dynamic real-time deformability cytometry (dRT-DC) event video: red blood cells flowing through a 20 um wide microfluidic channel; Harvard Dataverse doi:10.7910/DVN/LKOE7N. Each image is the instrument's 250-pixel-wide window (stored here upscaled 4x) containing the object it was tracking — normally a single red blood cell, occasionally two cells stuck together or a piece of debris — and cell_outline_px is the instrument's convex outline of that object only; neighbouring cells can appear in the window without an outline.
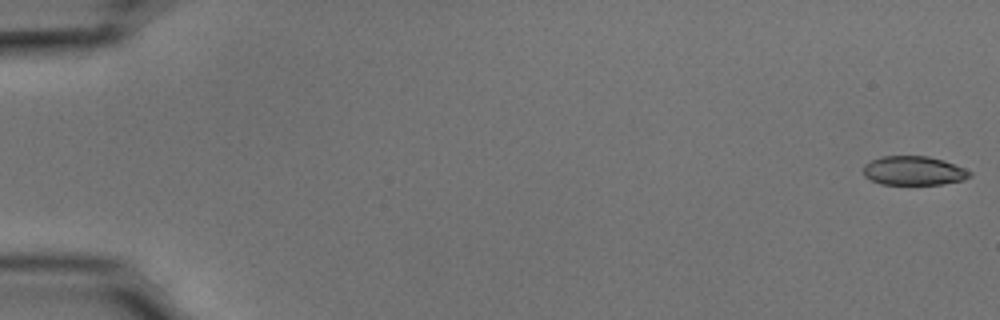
{"species": "common noctule bat (a hibernating species)", "species_latin": "Nyctalus noctula", "temperature_condition": "cold", "stored_images_in_passage": 17, "camera_frame_rate_fps": 3000, "um_per_image_px": 0.085, "animal": {"sex": "male", "body_mass_g": 15.6}, "frame": {"image": 1, "passage_image": 1, "time_ms": 0.0, "image_size_px": [1000, 320], "cell_outline_px": [[972, 176], [964, 180], [944, 184], [880, 184], [864, 176], [864, 164], [872, 160], [884, 156], [928, 156], [944, 160], [964, 168], [972, 172]], "centroid_in_image_um": [77.7, 14.51], "position_along_channel_um": 7.3, "area_um2": 18.03}}
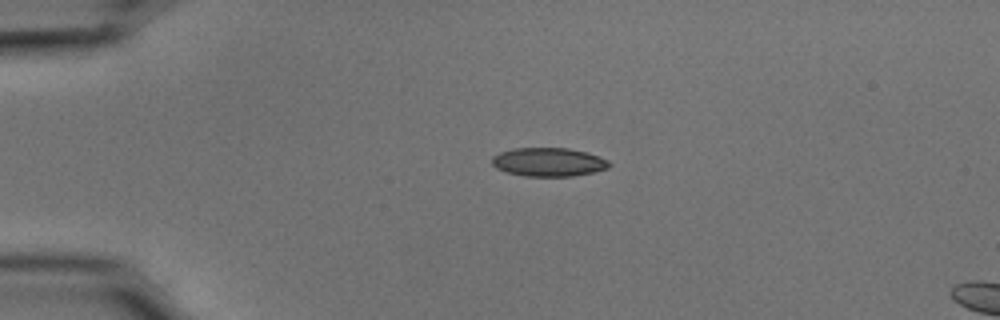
{"frame": {"image": 2, "passage_image": 13, "time_ms": 4.0, "image_size_px": [1000, 320], "cell_outline_px": [[612, 164], [608, 168], [592, 172], [572, 176], [524, 176], [504, 172], [496, 168], [492, 164], [492, 156], [500, 152], [512, 148], [568, 148], [588, 152], [600, 156], [608, 160]], "centroid_in_image_um": [46.62, 13.77], "position_along_channel_um": 38.4, "area_um2": 19.77}}